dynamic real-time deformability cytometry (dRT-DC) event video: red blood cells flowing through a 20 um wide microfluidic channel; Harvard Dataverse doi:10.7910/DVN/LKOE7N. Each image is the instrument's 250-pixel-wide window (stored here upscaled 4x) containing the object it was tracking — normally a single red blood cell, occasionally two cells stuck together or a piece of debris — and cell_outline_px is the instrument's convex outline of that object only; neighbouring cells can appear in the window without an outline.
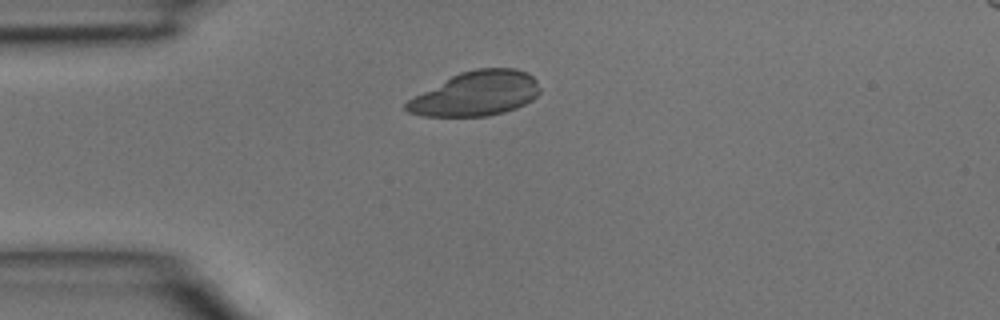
{"species": "common noctule bat (a hibernating species)", "species_latin": "Nyctalus noctula", "temperature_condition": "room temperature", "stored_images_in_passage": 3, "camera_frame_rate_fps": 3000, "um_per_image_px": 0.085, "animal": {"sex": "male", "body_mass_g": 15.6}, "frame": {"image": 1, "passage_image": 2, "time_ms": 0.333, "image_size_px": [1000, 320], "cell_outline_px": [[540, 92], [532, 100], [516, 108], [504, 112], [488, 116], [424, 116], [408, 112], [404, 108], [404, 104], [408, 100], [452, 76], [460, 72], [476, 68], [516, 68], [528, 72], [536, 80], [540, 88]], "centroid_in_image_um": [40.49, 7.96], "position_along_channel_um": 44.5, "area_um2": 34.45}}